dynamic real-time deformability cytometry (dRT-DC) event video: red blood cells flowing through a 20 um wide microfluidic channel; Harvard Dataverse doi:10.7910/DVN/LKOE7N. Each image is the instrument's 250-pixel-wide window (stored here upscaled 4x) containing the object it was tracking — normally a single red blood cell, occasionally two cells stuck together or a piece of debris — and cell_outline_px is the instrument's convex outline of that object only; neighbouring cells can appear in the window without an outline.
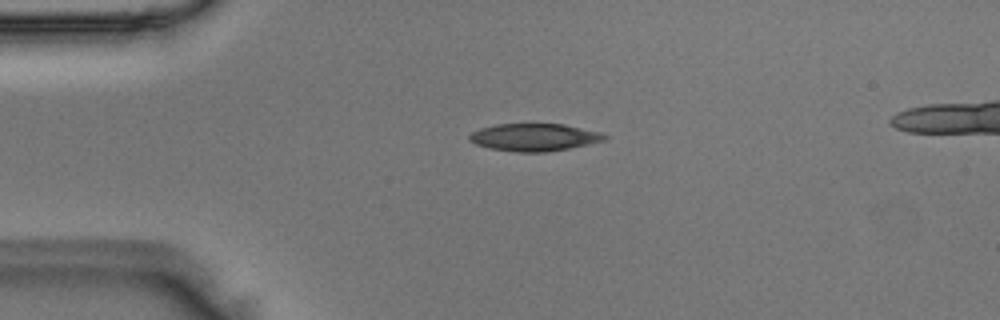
{"species": "Egyptian fruit bat (a non-hibernating species)", "species_latin": "Rousettus aegyptiacus", "temperature_condition": "room temperature", "stored_images_in_passage": 40, "camera_frame_rate_fps": 3000, "um_per_image_px": 0.085, "animal": {"sex": "male"}, "frame": {"image": 1, "passage_image": 1, "time_ms": 0.0, "image_size_px": [1000, 320], "cell_outline_px": [[608, 136], [604, 140], [588, 144], [568, 148], [544, 152], [516, 152], [488, 148], [476, 144], [468, 140], [468, 136], [472, 132], [480, 128], [496, 124], [564, 124], [600, 132]], "centroid_in_image_um": [45.37, 11.66], "position_along_channel_um": 39.6, "area_um2": 21.56}}
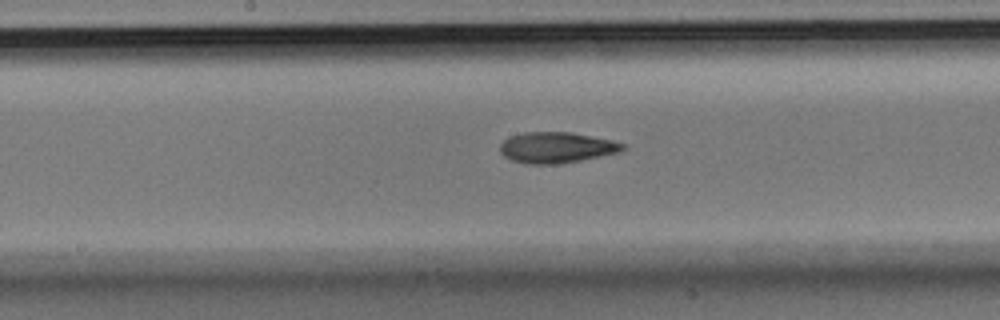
{"frame": {"image": 2, "passage_image": 15, "time_ms": 4.667, "image_size_px": [1000, 320], "cell_outline_px": [[628, 148], [616, 152], [580, 160], [560, 164], [524, 164], [512, 160], [504, 156], [500, 152], [500, 144], [508, 136], [524, 132], [568, 132], [612, 140], [624, 144]], "centroid_in_image_um": [47.25, 12.54], "position_along_channel_um": 201.0, "area_um2": 21.96}}
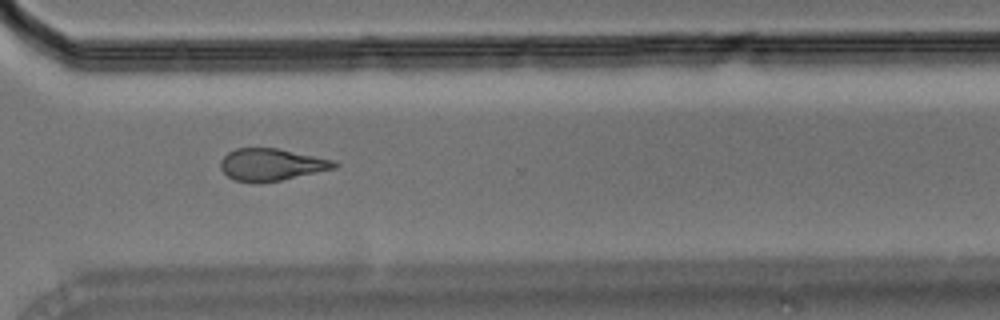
{"frame": {"image": 3, "passage_image": 26, "time_ms": 8.333, "image_size_px": [1000, 320], "cell_outline_px": [[340, 164], [336, 168], [280, 180], [256, 184], [232, 180], [220, 168], [220, 160], [228, 152], [236, 148], [276, 148], [336, 160]], "centroid_in_image_um": [23.06, 14.0], "position_along_channel_um": 347.5, "area_um2": 21.5}}